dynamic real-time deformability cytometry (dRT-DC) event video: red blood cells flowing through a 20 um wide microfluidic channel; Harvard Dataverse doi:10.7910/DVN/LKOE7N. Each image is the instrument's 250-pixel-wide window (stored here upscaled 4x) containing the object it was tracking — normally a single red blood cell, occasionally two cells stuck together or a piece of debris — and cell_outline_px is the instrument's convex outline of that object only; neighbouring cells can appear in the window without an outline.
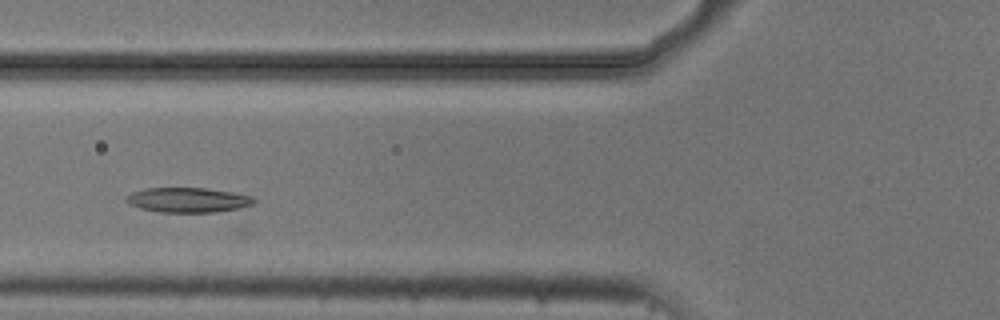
{"species": "common noctule bat (a hibernating species)", "species_latin": "Nyctalus noctula", "temperature_condition": "cold", "stored_images_in_passage": 11, "camera_frame_rate_fps": 3000, "um_per_image_px": 0.085, "animal": {"sex": "male", "body_mass_g": 20.5, "forearm_length_mm": 52.5}, "frame": {"image": 1, "passage_image": 6, "time_ms": 1.667, "image_size_px": [1000, 320], "cell_outline_px": [[256, 200], [252, 204], [240, 208], [216, 212], [160, 212], [140, 208], [128, 204], [124, 200], [132, 192], [144, 188], [204, 188], [252, 196]], "centroid_in_image_um": [15.94, 17.0], "position_along_channel_um": 109.9, "area_um2": 18.32}}
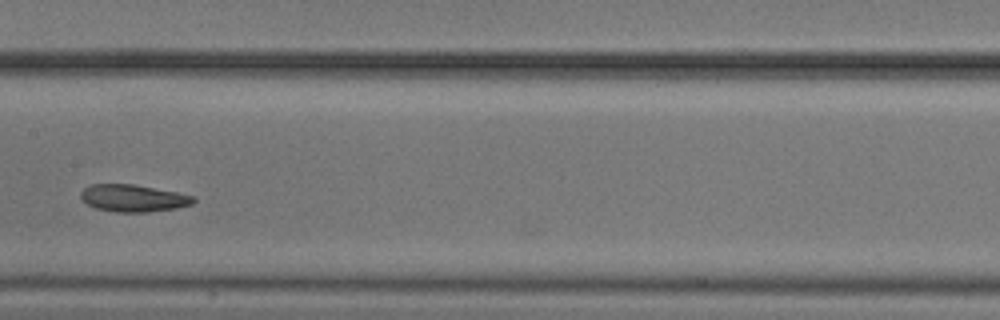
{"frame": {"image": 2, "passage_image": 8, "time_ms": 2.333, "image_size_px": [1000, 320], "cell_outline_px": [[196, 200], [192, 204], [176, 208], [148, 212], [116, 212], [96, 208], [88, 204], [80, 196], [80, 192], [84, 188], [92, 184], [132, 184], [176, 192], [196, 196]], "centroid_in_image_um": [11.34, 16.84], "position_along_channel_um": 196.1, "area_um2": 17.74}}
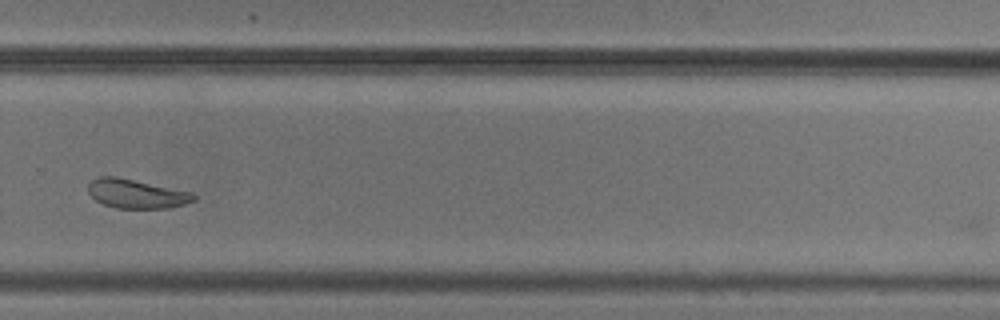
{"frame": {"image": 3, "passage_image": 11, "time_ms": 3.333, "image_size_px": [1000, 320], "cell_outline_px": [[196, 200], [184, 204], [168, 208], [116, 208], [104, 204], [96, 200], [88, 192], [88, 184], [92, 180], [100, 176], [116, 176], [192, 192], [196, 196]], "centroid_in_image_um": [11.6, 16.47], "position_along_channel_um": 318.2, "area_um2": 17.8}}